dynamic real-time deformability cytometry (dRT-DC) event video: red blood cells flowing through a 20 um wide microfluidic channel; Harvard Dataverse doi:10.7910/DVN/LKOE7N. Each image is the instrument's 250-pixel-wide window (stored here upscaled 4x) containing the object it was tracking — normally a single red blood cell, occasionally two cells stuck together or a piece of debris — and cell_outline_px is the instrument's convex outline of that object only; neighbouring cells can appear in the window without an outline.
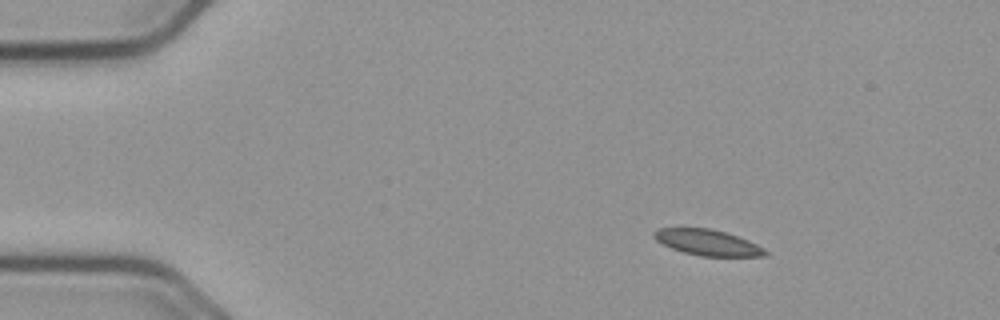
{"species": "common noctule bat (a hibernating species)", "species_latin": "Nyctalus noctula", "temperature_condition": "cold", "stored_images_in_passage": 49, "camera_frame_rate_fps": 3000, "um_per_image_px": 0.085, "animal": {"sex": "male", "body_mass_g": 23.1, "forearm_length_mm": 52.7}, "frame": {"image": 1, "passage_image": 1, "time_ms": 0.0, "image_size_px": [1000, 320], "cell_outline_px": [[768, 256], [700, 256], [684, 252], [672, 248], [656, 240], [652, 236], [652, 232], [656, 228], [708, 228], [724, 232], [748, 240], [764, 248], [768, 252]], "centroid_in_image_um": [60.13, 20.61], "position_along_channel_um": 24.9, "area_um2": 16.65}}
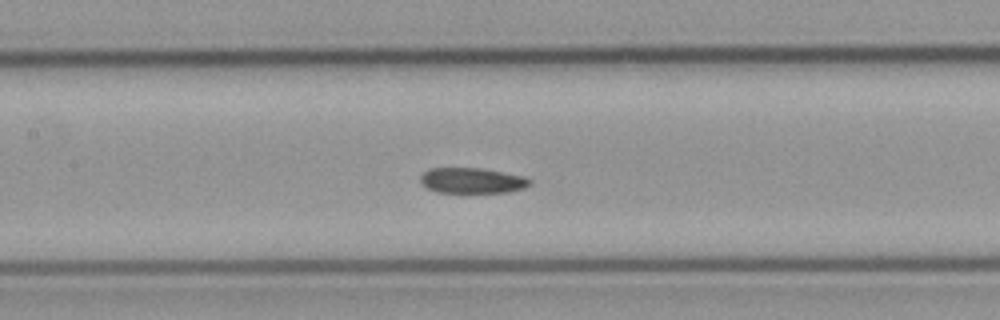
{"frame": {"image": 2, "passage_image": 19, "time_ms": 6.0, "image_size_px": [1000, 320], "cell_outline_px": [[532, 180], [524, 188], [508, 192], [436, 192], [428, 188], [420, 180], [420, 176], [428, 168], [480, 168], [524, 176]], "centroid_in_image_um": [40.12, 15.34], "position_along_channel_um": 167.3, "area_um2": 16.07}}
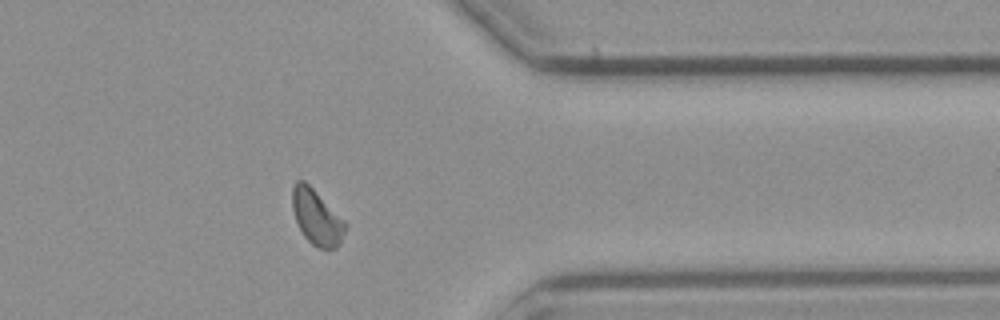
{"frame": {"image": 3, "passage_image": 38, "time_ms": 12.333, "image_size_px": [1000, 320], "cell_outline_px": [[348, 224], [340, 244], [336, 248], [316, 248], [304, 236], [296, 220], [292, 208], [292, 188], [296, 180], [304, 180]], "centroid_in_image_um": [26.92, 18.48], "position_along_channel_um": 384.5, "area_um2": 16.88}, "authors_computed_cell_mechanics": {"area_um2": 16.9932, "velocity_mm_per_s": 3.6376, "shape_relaxation_time_tau1_ms": 7.0663, "shape_relaxation_time_tau2_ms": 5.1228, "deformation_change_tau1": 0.1129, "deformation_change_tau2": 0.0844}}